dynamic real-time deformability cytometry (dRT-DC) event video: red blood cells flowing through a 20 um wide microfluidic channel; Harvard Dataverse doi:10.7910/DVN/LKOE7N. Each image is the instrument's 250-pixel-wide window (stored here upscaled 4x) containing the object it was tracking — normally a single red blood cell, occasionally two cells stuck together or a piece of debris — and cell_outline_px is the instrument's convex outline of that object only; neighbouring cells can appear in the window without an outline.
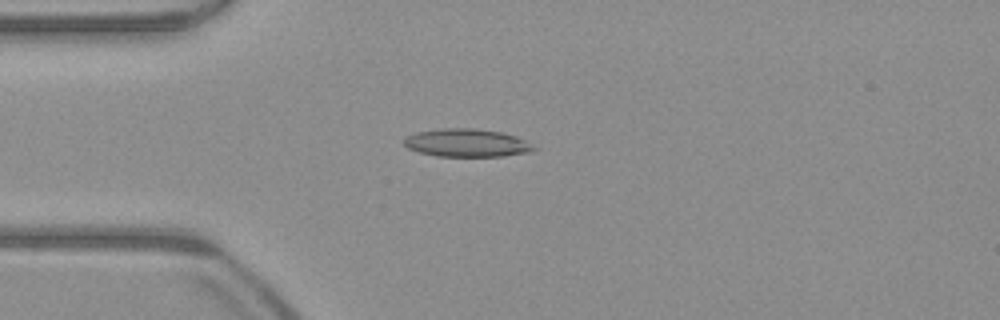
{"species": "common noctule bat (a hibernating species)", "species_latin": "Nyctalus noctula", "temperature_condition": "warm", "stored_images_in_passage": 48, "camera_frame_rate_fps": 3000, "um_per_image_px": 0.085, "animal": {"sex": "male", "body_mass_g": 23.1, "forearm_length_mm": 52.7}, "frame": {"image": 1, "passage_image": 10, "time_ms": 3.0, "image_size_px": [1000, 320], "cell_outline_px": [[540, 148], [528, 152], [504, 156], [436, 156], [420, 152], [408, 148], [404, 144], [404, 136], [416, 132], [440, 128], [472, 128], [500, 132], [516, 136]], "centroid_in_image_um": [39.67, 12.14], "position_along_channel_um": 45.3, "area_um2": 21.21}}
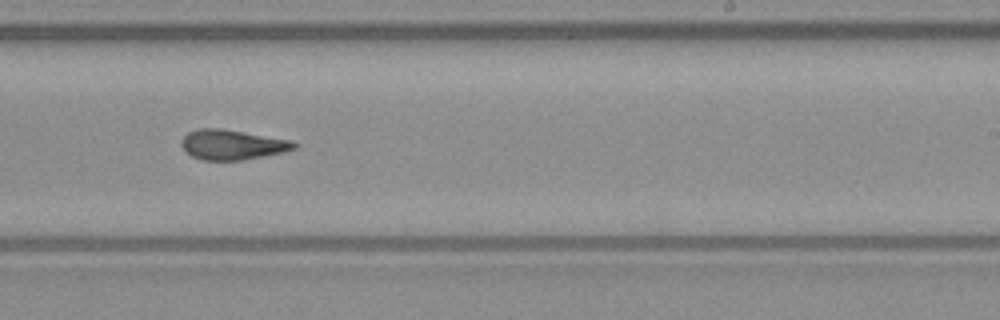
{"frame": {"image": 2, "passage_image": 28, "time_ms": 9.0, "image_size_px": [1000, 320], "cell_outline_px": [[300, 144], [296, 148], [284, 152], [244, 160], [200, 160], [184, 152], [180, 144], [180, 140], [188, 132], [196, 128], [220, 128], [292, 140]], "centroid_in_image_um": [19.72, 12.3], "position_along_channel_um": 269.3, "area_um2": 20.0}}
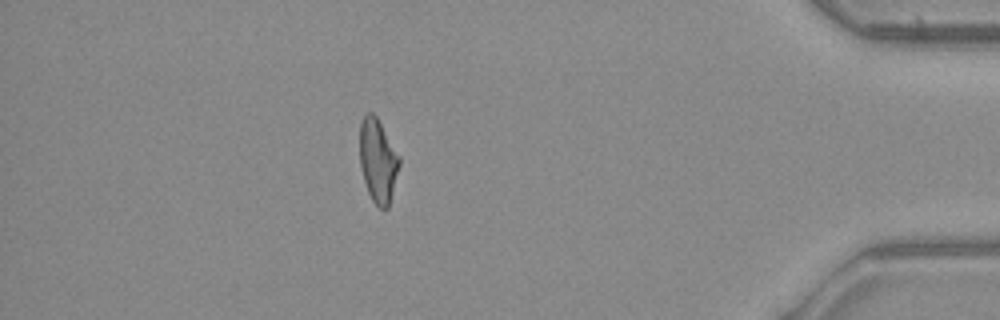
{"frame": {"image": 3, "passage_image": 42, "time_ms": 13.667, "image_size_px": [1000, 320], "cell_outline_px": [[400, 164], [388, 208], [380, 208], [372, 200], [368, 192], [364, 180], [360, 164], [360, 120], [368, 112], [372, 112], [376, 116], [400, 156]], "centroid_in_image_um": [32.12, 13.64], "position_along_channel_um": 403.1, "area_um2": 19.13}, "authors_computed_cell_mechanics": {"area_um2": 19.941, "velocity_mm_per_s": 3.9694, "shape_relaxation_time_tau1_ms": null, "shape_relaxation_time_tau2_ms": 1.86, "deformation_change_tau1": null, "deformation_change_tau2": 0.1107}}